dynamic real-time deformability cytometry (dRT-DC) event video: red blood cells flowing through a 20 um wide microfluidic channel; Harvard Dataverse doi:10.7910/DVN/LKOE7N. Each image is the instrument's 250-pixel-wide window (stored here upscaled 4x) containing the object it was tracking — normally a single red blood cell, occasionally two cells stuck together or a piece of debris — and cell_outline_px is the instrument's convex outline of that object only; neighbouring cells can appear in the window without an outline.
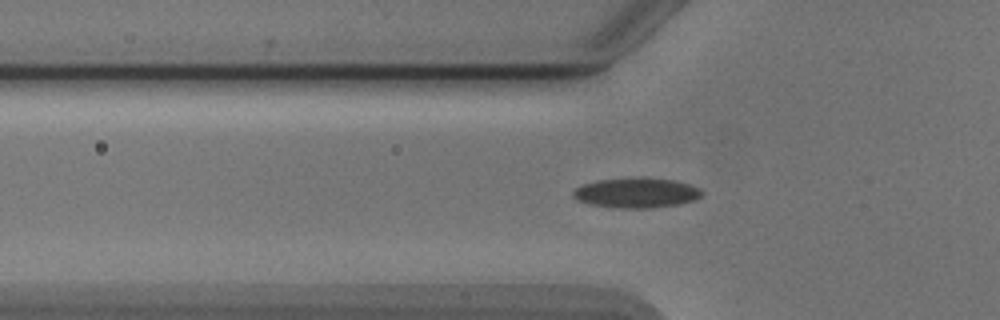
{"species": "Egyptian fruit bat (a non-hibernating species)", "species_latin": "Rousettus aegyptiacus", "temperature_condition": "cold", "stored_images_in_passage": 38, "camera_frame_rate_fps": 3000, "um_per_image_px": 0.085, "animal": {"sex": "male"}, "frame": {"image": 1, "passage_image": 8, "time_ms": 2.333, "image_size_px": [1000, 320], "cell_outline_px": [[704, 192], [696, 200], [680, 204], [652, 208], [616, 208], [588, 204], [576, 200], [572, 196], [572, 192], [576, 188], [584, 184], [596, 180], [640, 176], [676, 180], [700, 188]], "centroid_in_image_um": [54.09, 16.38], "position_along_channel_um": 71.7, "area_um2": 23.06}}
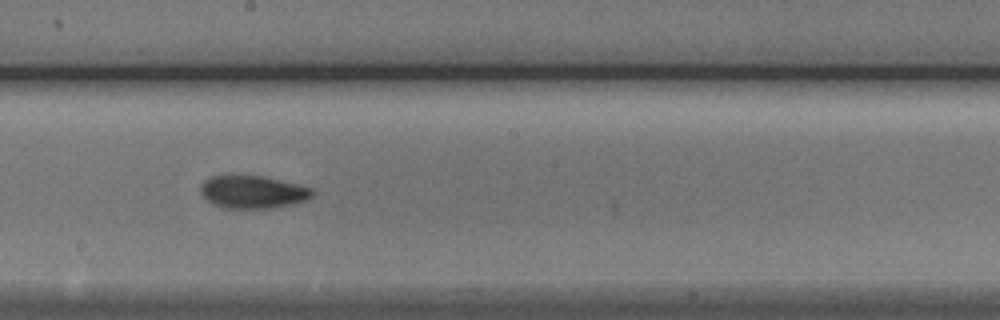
{"frame": {"image": 2, "passage_image": 20, "time_ms": 6.333, "image_size_px": [1000, 320], "cell_outline_px": [[316, 192], [308, 200], [296, 204], [272, 208], [224, 208], [212, 204], [200, 192], [200, 184], [204, 180], [212, 176], [260, 176], [312, 188]], "centroid_in_image_um": [21.5, 16.34], "position_along_channel_um": 226.7, "area_um2": 21.27}}
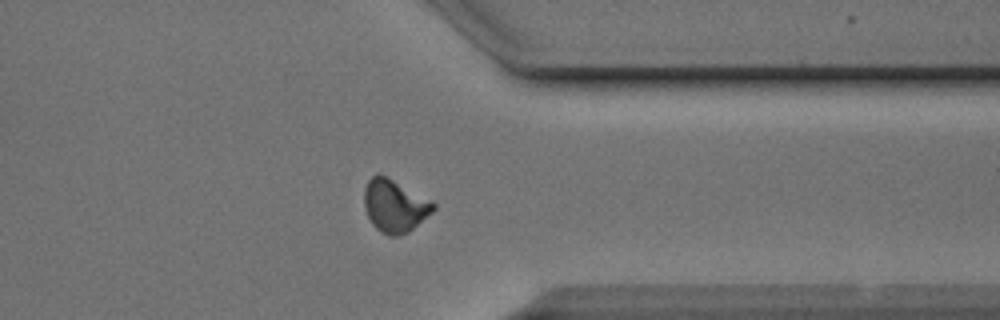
{"frame": {"image": 3, "passage_image": 32, "time_ms": 10.333, "image_size_px": [1000, 320], "cell_outline_px": [[436, 208], [432, 212], [408, 232], [396, 236], [388, 236], [380, 232], [372, 224], [364, 208], [364, 188], [368, 180], [376, 172], [432, 200], [436, 204]], "centroid_in_image_um": [33.53, 17.5], "position_along_channel_um": 377.9, "area_um2": 21.1}, "authors_computed_cell_mechanics": {"area_um2": 21.1259, "velocity_mm_per_s": 3.8734, "shape_relaxation_time_tau1_ms": 4.3965, "shape_relaxation_time_tau2_ms": 2.8937, "deformation_change_tau1": 0.1165, "deformation_change_tau2": 0.0622}}